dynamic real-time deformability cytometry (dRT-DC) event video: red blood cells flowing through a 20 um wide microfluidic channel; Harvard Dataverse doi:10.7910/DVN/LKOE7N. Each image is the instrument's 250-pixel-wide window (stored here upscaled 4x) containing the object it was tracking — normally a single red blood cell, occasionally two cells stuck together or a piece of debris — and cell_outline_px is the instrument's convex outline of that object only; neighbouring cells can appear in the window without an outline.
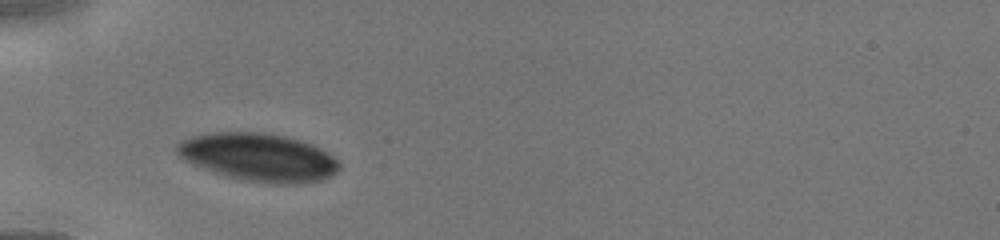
{"species": "human", "species_latin": "Homo sapiens", "temperature_condition": "cold", "stored_images_in_passage": 3, "camera_frame_rate_fps": 3000, "um_per_image_px": 0.085, "donor": {"sex": "male"}, "frame": {"image": 1, "passage_image": 2, "time_ms": 1.0, "image_size_px": [1000, 240], "cell_outline_px": [[340, 168], [336, 172], [320, 180], [304, 184], [284, 184], [244, 180], [212, 172], [184, 160], [176, 152], [176, 144], [192, 136], [208, 132], [264, 132], [284, 136], [300, 140], [312, 144], [328, 152], [340, 164]], "centroid_in_image_um": [21.97, 13.36], "position_along_channel_um": 63.0, "area_um2": 45.26}}